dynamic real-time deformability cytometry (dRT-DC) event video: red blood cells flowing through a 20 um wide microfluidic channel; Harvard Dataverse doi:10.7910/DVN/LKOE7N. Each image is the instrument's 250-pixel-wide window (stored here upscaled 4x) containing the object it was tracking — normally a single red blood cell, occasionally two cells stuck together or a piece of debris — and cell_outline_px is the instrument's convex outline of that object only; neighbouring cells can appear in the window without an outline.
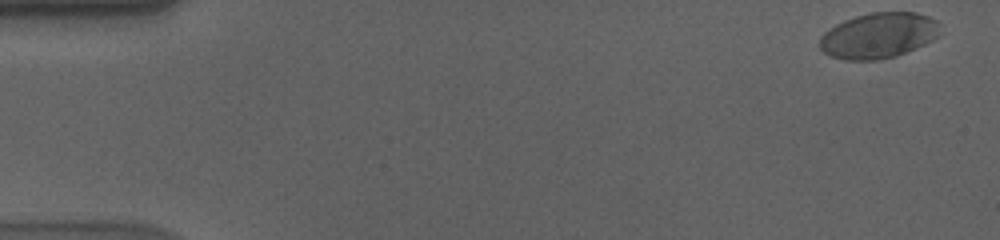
{"species": "human", "species_latin": "Homo sapiens", "temperature_condition": "cold", "stored_images_in_passage": 57, "camera_frame_rate_fps": 3000, "um_per_image_px": 0.085, "donor": {"sex": "male"}, "frame": {"image": 1, "passage_image": 1, "time_ms": 0.0, "image_size_px": [1000, 240], "cell_outline_px": [[936, 36], [932, 40], [924, 44], [896, 56], [876, 60], [848, 60], [832, 56], [824, 52], [820, 48], [820, 36], [824, 32], [836, 24], [844, 20], [856, 16], [872, 12], [916, 12], [928, 16], [936, 20]], "centroid_in_image_um": [74.63, 3.01], "position_along_channel_um": 10.4, "area_um2": 31.5}}
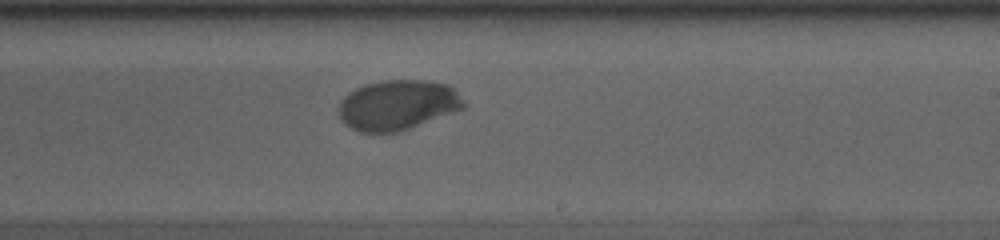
{"frame": {"image": 2, "passage_image": 34, "time_ms": 11.0, "image_size_px": [1000, 240], "cell_outline_px": [[464, 108], [408, 128], [396, 132], [360, 132], [344, 124], [336, 108], [340, 100], [348, 92], [364, 84], [380, 80], [428, 80], [448, 84], [456, 92], [464, 104]], "centroid_in_image_um": [33.72, 8.9], "position_along_channel_um": 255.3, "area_um2": 36.3}}
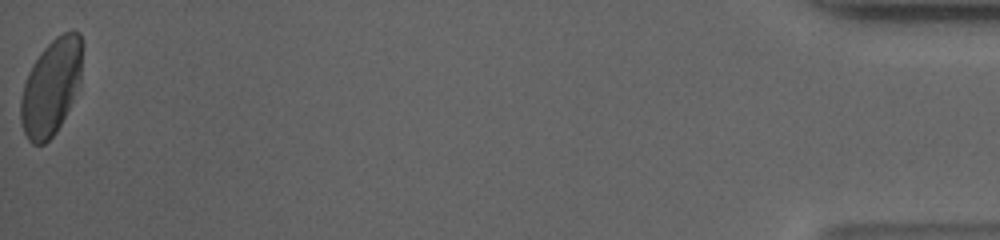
{"frame": {"image": 3, "passage_image": 57, "time_ms": 18.667, "image_size_px": [1000, 240], "cell_outline_px": [[84, 44], [80, 84], [56, 132], [44, 144], [32, 144], [28, 140], [24, 132], [20, 120], [20, 100], [24, 84], [28, 72], [32, 64], [44, 48], [56, 36], [64, 32], [80, 32]], "centroid_in_image_um": [4.36, 7.37], "position_along_channel_um": 430.8, "area_um2": 34.56}, "authors_computed_cell_mechanics": {"area_um2": 35.6626, "velocity_mm_per_s": 3.5408, "shape_relaxation_time_tau1_ms": 4.8116, "shape_relaxation_time_tau2_ms": 0.8523, "deformation_change_tau1": 0.1547, "deformation_change_tau2": 0.0204}}